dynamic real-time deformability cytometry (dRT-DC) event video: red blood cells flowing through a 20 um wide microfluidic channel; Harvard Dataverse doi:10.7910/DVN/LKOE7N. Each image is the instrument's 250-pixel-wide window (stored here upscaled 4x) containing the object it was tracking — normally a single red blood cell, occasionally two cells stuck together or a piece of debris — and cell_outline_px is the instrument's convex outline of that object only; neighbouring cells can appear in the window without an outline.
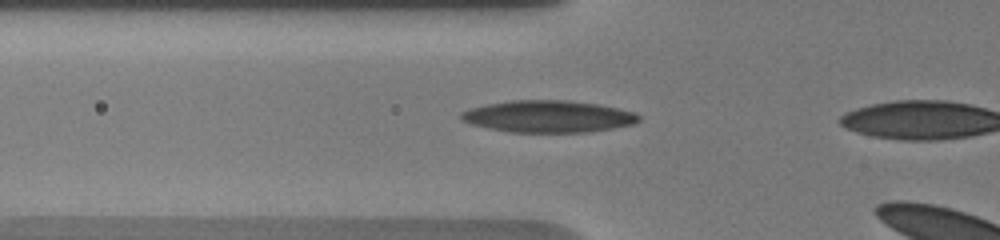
{"species": "human", "species_latin": "Homo sapiens", "temperature_condition": "warm", "stored_images_in_passage": 4, "camera_frame_rate_fps": 3000, "um_per_image_px": 0.085, "donor": {"sex": "male"}, "frame": {"image": 1, "passage_image": 3, "time_ms": 1.0, "image_size_px": [1000, 240], "cell_outline_px": [[640, 120], [632, 124], [612, 128], [584, 132], [512, 132], [488, 128], [472, 124], [460, 120], [460, 112], [468, 108], [508, 100], [568, 100], [596, 104], [636, 112], [640, 116]], "centroid_in_image_um": [46.56, 9.89], "position_along_channel_um": 79.2, "area_um2": 33.0}}